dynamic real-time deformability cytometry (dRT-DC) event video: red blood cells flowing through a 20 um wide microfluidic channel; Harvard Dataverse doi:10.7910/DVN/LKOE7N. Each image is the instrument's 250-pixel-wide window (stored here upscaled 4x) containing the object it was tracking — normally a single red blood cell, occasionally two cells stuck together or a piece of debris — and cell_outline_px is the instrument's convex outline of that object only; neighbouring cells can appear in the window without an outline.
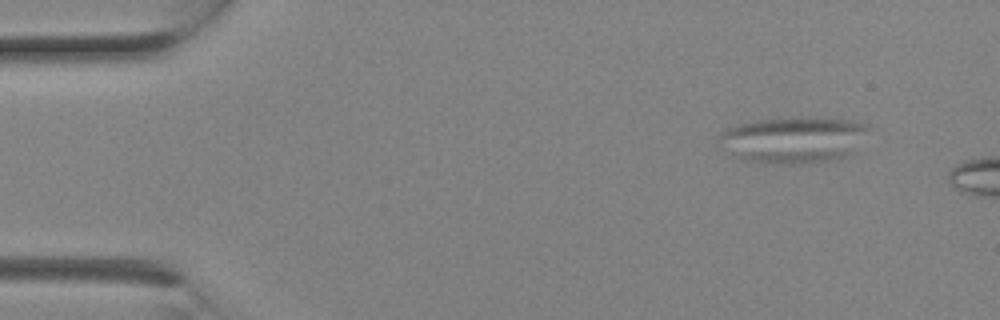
{"species": "Egyptian fruit bat (a non-hibernating species)", "species_latin": "Rousettus aegyptiacus", "temperature_condition": "room temperature", "stored_images_in_passage": 2, "camera_frame_rate_fps": 3000, "um_per_image_px": 0.085, "animal": {"sex": "female"}, "frame": {"image": 1, "passage_image": 1, "time_ms": 0.0, "image_size_px": [1000, 320], "cell_outline_px": [[872, 128], [852, 152], [836, 160], [808, 164], [764, 164], [740, 160], [716, 144], [716, 140], [724, 128], [756, 120], [788, 116], [824, 116], [852, 120], [872, 124]], "centroid_in_image_um": [67.43, 11.86], "position_along_channel_um": 17.6, "area_um2": 42.25}}